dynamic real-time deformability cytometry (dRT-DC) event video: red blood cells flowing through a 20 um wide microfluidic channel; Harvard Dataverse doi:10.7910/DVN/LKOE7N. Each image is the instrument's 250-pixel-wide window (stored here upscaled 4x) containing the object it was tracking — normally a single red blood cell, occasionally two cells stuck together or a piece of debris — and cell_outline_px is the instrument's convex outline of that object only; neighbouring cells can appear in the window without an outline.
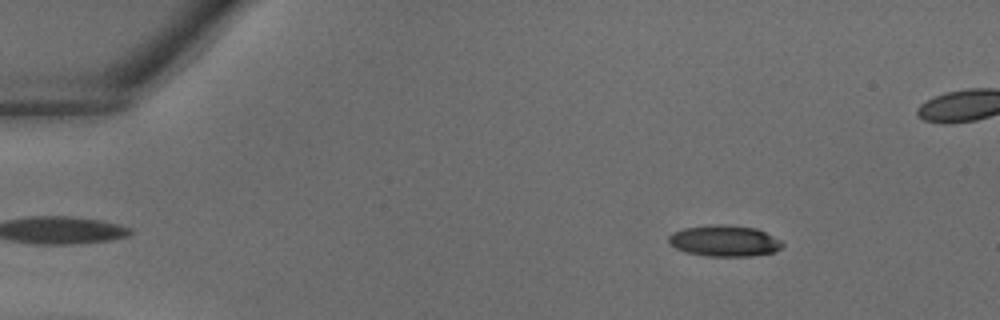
{"species": "common noctule bat (a hibernating species)", "species_latin": "Nyctalus noctula", "temperature_condition": "warm", "stored_images_in_passage": 34, "camera_frame_rate_fps": 3000, "um_per_image_px": 0.085, "animal": {"sex": "male", "body_mass_g": 18.8}, "frame": {"image": 1, "passage_image": 2, "time_ms": 0.333, "image_size_px": [1000, 320], "cell_outline_px": [[784, 244], [776, 252], [752, 256], [708, 256], [684, 252], [676, 248], [668, 240], [668, 236], [672, 232], [684, 228], [708, 224], [720, 224], [756, 228], [780, 240]], "centroid_in_image_um": [61.56, 20.47], "position_along_channel_um": 23.4, "area_um2": 20.69}}
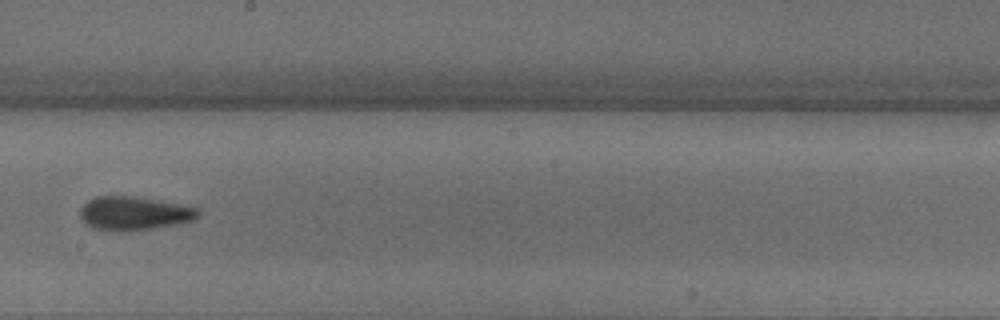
{"frame": {"image": 2, "passage_image": 19, "time_ms": 6.0, "image_size_px": [1000, 320], "cell_outline_px": [[200, 216], [196, 220], [176, 224], [128, 232], [124, 232], [92, 228], [80, 216], [80, 208], [88, 200], [96, 196], [128, 196], [200, 208]], "centroid_in_image_um": [11.4, 18.15], "position_along_channel_um": 236.8, "area_um2": 22.95}}
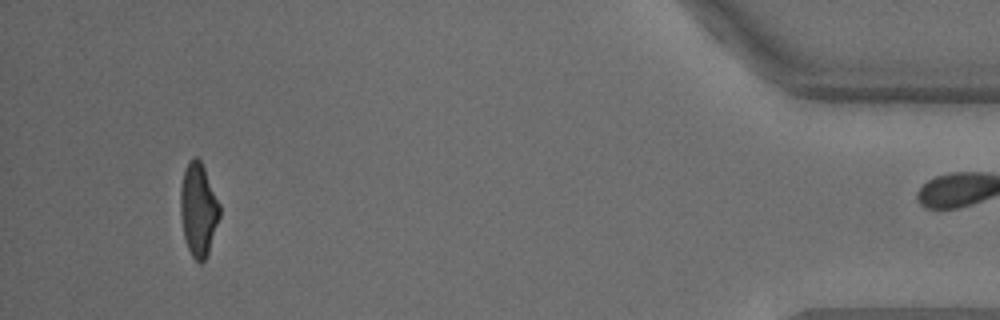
{"frame": {"image": 3, "passage_image": 33, "time_ms": 10.667, "image_size_px": [1000, 320], "cell_outline_px": [[220, 216], [208, 256], [200, 264], [192, 256], [188, 248], [184, 236], [180, 216], [180, 188], [184, 168], [188, 160], [192, 156], [196, 156], [200, 160], [204, 168], [220, 204]], "centroid_in_image_um": [16.85, 17.8], "position_along_channel_um": 418.3, "area_um2": 21.56}}